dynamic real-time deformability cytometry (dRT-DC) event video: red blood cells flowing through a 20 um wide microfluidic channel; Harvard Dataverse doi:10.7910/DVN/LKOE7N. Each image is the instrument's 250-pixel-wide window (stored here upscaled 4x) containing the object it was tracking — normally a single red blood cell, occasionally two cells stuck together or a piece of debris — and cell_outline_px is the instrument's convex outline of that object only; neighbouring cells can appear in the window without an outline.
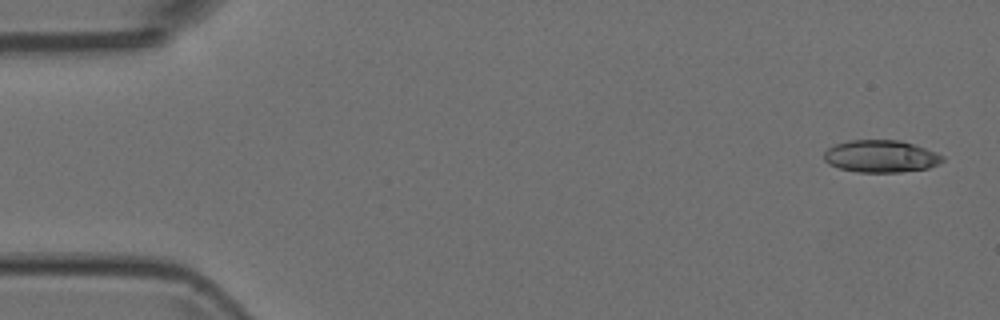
{"species": "Egyptian fruit bat (a non-hibernating species)", "species_latin": "Rousettus aegyptiacus", "temperature_condition": "room temperature", "stored_images_in_passage": 3, "camera_frame_rate_fps": 3000, "um_per_image_px": 0.085, "animal": {"sex": "female"}, "frame": {"image": 1, "passage_image": 1, "time_ms": 0.0, "image_size_px": [1000, 320], "cell_outline_px": [[944, 160], [928, 168], [900, 172], [856, 172], [840, 168], [828, 164], [824, 160], [824, 152], [828, 148], [836, 144], [852, 140], [900, 140], [936, 152], [944, 156]], "centroid_in_image_um": [74.85, 13.29], "position_along_channel_um": 10.1, "area_um2": 22.14}}